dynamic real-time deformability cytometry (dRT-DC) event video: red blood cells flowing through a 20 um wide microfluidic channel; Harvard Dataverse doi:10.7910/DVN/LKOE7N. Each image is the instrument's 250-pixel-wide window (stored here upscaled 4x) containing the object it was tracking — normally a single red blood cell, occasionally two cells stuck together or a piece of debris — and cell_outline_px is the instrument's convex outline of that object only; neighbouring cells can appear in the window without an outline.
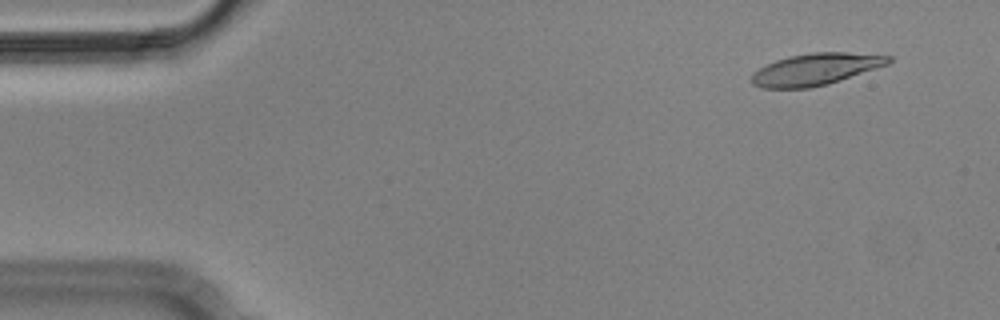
{"species": "Egyptian fruit bat (a non-hibernating species)", "species_latin": "Rousettus aegyptiacus", "temperature_condition": "cold", "stored_images_in_passage": 4, "camera_frame_rate_fps": 3000, "um_per_image_px": 0.085, "animal": {"sex": "male"}, "frame": {"image": 1, "passage_image": 1, "time_ms": 0.0, "image_size_px": [1000, 320], "cell_outline_px": [[892, 60], [888, 64], [828, 84], [808, 88], [760, 88], [752, 84], [748, 80], [752, 72], [776, 60], [788, 56], [812, 52], [848, 52], [892, 56]], "centroid_in_image_um": [69.28, 5.89], "position_along_channel_um": 15.7, "area_um2": 25.43}}
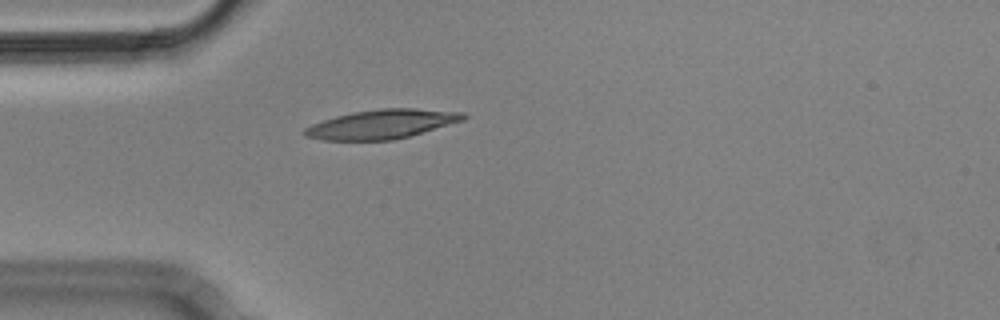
{"frame": {"image": 2, "passage_image": 4, "time_ms": 1.0, "image_size_px": [1000, 320], "cell_outline_px": [[468, 116], [464, 120], [408, 136], [392, 140], [324, 140], [304, 136], [300, 132], [304, 128], [312, 124], [336, 116], [352, 112], [380, 108], [416, 108], [464, 112]], "centroid_in_image_um": [32.43, 10.54], "position_along_channel_um": 52.6, "area_um2": 26.93}}